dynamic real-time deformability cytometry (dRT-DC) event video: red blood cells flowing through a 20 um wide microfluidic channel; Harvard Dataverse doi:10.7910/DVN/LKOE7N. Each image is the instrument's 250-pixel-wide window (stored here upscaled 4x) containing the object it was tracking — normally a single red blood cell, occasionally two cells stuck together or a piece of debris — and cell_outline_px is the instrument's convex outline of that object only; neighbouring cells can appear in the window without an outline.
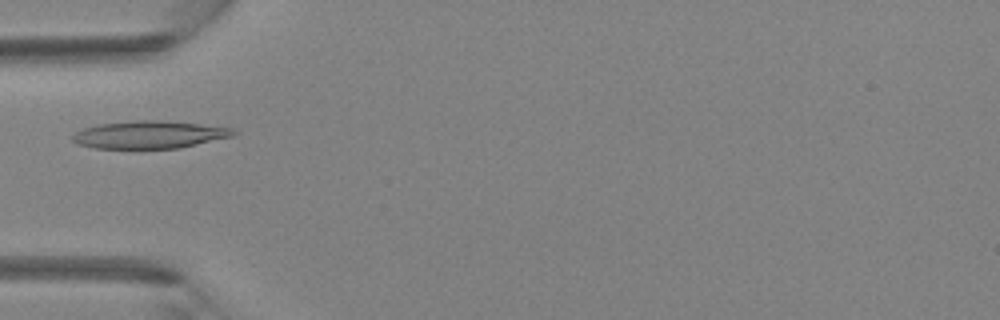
{"species": "Egyptian fruit bat (a non-hibernating species)", "species_latin": "Rousettus aegyptiacus", "temperature_condition": "room temperature", "stored_images_in_passage": 4, "camera_frame_rate_fps": 3000, "um_per_image_px": 0.085, "animal": {"sex": "female"}, "frame": {"image": 1, "passage_image": 4, "time_ms": 1.0, "image_size_px": [1000, 320], "cell_outline_px": [[240, 132], [232, 136], [180, 148], [96, 148], [80, 144], [72, 140], [72, 136], [76, 132], [84, 128], [100, 124], [132, 120], [164, 120], [200, 124], [232, 128]], "centroid_in_image_um": [12.74, 11.43], "position_along_channel_um": 72.3, "area_um2": 25.72}}